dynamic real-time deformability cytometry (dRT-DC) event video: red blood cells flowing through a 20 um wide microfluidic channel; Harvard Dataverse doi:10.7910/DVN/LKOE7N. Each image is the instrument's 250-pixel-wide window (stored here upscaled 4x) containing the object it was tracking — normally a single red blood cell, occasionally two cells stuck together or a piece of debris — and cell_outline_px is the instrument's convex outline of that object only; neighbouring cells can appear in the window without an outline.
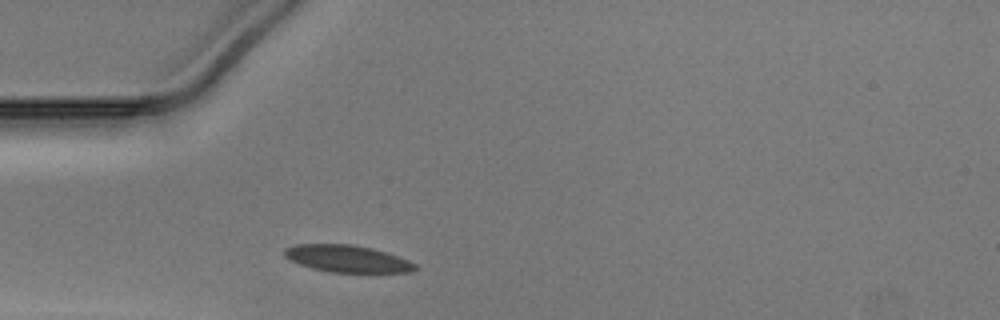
{"species": "Egyptian fruit bat (a non-hibernating species)", "species_latin": "Rousettus aegyptiacus", "temperature_condition": "warm", "stored_images_in_passage": 27, "camera_frame_rate_fps": 3000, "um_per_image_px": 0.085, "animal": {"sex": "male"}, "frame": {"image": 1, "passage_image": 1, "time_ms": 0.0, "image_size_px": [1000, 320], "cell_outline_px": [[420, 268], [412, 272], [328, 272], [312, 268], [300, 264], [284, 256], [284, 248], [296, 244], [352, 244], [372, 248], [388, 252], [408, 260], [416, 264]], "centroid_in_image_um": [29.55, 21.98], "position_along_channel_um": 55.4, "area_um2": 20.69}}
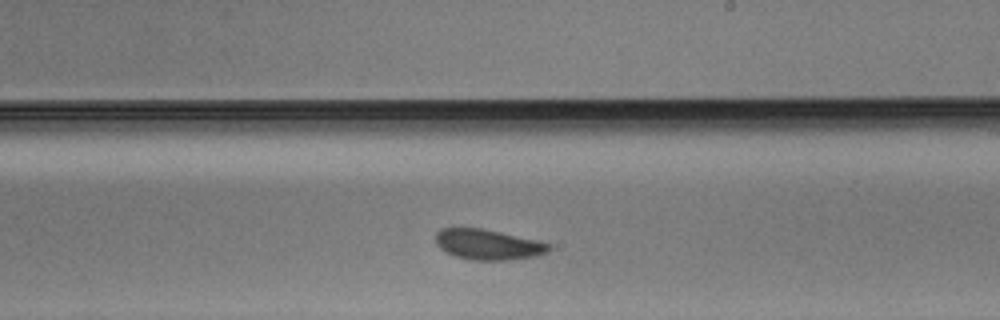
{"frame": {"image": 2, "passage_image": 16, "time_ms": 5.0, "image_size_px": [1000, 320], "cell_outline_px": [[552, 248], [548, 252], [536, 256], [508, 260], [472, 260], [456, 256], [440, 248], [436, 244], [436, 232], [440, 228], [452, 224], [480, 228], [500, 232], [536, 240], [552, 244]], "centroid_in_image_um": [41.43, 20.74], "position_along_channel_um": 247.6, "area_um2": 20.58}}
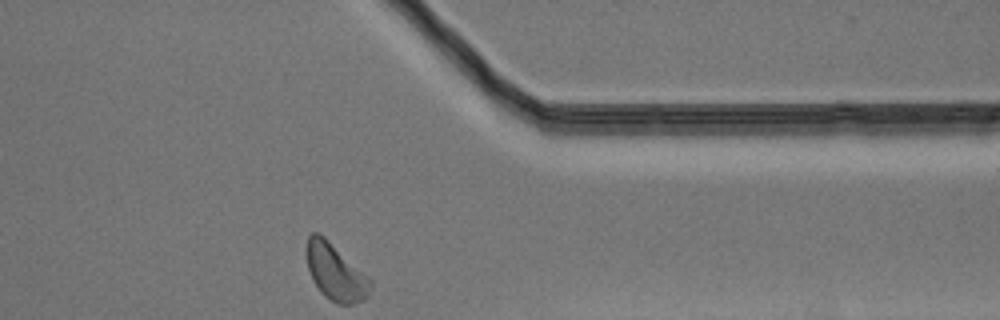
{"frame": {"image": 3, "passage_image": 27, "time_ms": 8.667, "image_size_px": [1000, 320], "cell_outline_px": [[372, 288], [368, 296], [364, 300], [352, 304], [336, 304], [324, 296], [320, 292], [312, 280], [308, 268], [308, 236], [312, 232], [316, 232], [324, 236], [372, 280]], "centroid_in_image_um": [28.55, 23.18], "position_along_channel_um": 382.9, "area_um2": 20.87}}